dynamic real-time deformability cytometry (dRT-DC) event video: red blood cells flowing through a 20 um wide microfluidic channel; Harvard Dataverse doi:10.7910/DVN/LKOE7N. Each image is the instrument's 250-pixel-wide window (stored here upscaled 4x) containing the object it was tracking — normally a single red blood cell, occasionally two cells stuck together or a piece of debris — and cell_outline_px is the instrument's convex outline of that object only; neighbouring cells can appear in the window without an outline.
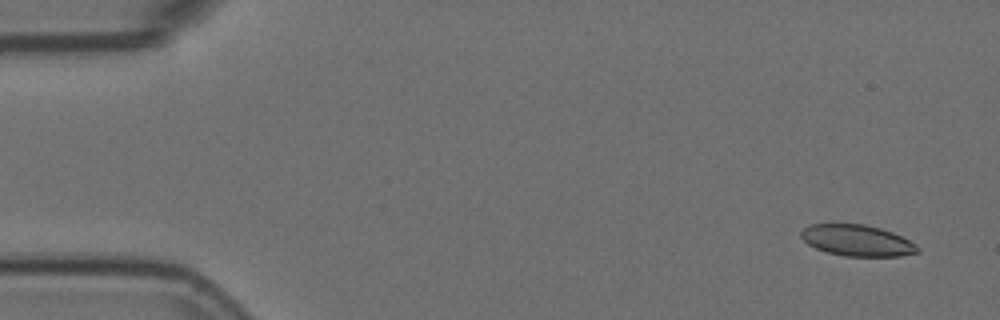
{"species": "Egyptian fruit bat (a non-hibernating species)", "species_latin": "Rousettus aegyptiacus", "temperature_condition": "room temperature", "stored_images_in_passage": 6, "camera_frame_rate_fps": 3000, "um_per_image_px": 0.085, "animal": {"sex": "female"}, "frame": {"image": 1, "passage_image": 1, "time_ms": 0.0, "image_size_px": [1000, 320], "cell_outline_px": [[920, 252], [900, 256], [844, 256], [828, 252], [816, 248], [808, 244], [800, 236], [800, 232], [808, 224], [864, 224], [880, 228], [892, 232], [916, 244], [920, 248]], "centroid_in_image_um": [72.85, 20.44], "position_along_channel_um": 12.1, "area_um2": 21.15}}
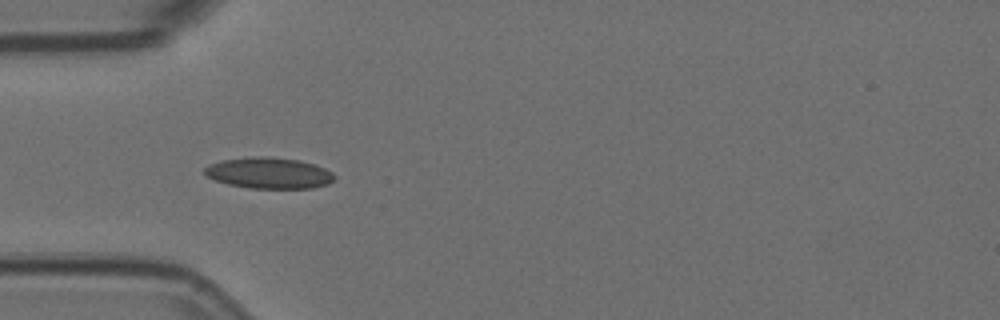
{"frame": {"image": 2, "passage_image": 5, "time_ms": 1.333, "image_size_px": [1000, 320], "cell_outline_px": [[336, 180], [328, 184], [312, 188], [248, 188], [228, 184], [216, 180], [208, 176], [204, 172], [204, 168], [208, 164], [220, 160], [256, 156], [268, 156], [300, 160], [316, 164], [332, 172], [336, 176]], "centroid_in_image_um": [22.89, 14.7], "position_along_channel_um": 62.1, "area_um2": 23.76}}
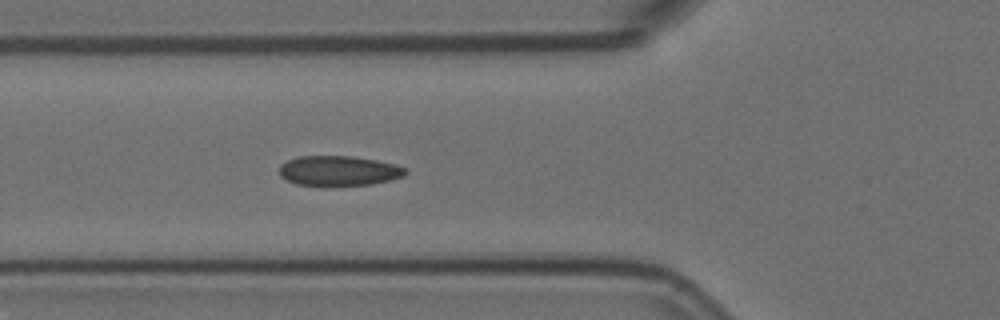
{"frame": {"image": 3, "passage_image": 6, "time_ms": 1.667, "image_size_px": [1000, 320], "cell_outline_px": [[408, 172], [404, 176], [372, 184], [328, 188], [296, 184], [280, 176], [280, 164], [288, 160], [300, 156], [352, 156], [376, 160], [396, 164], [408, 168]], "centroid_in_image_um": [28.81, 14.55], "position_along_channel_um": 97.0, "area_um2": 22.72}}